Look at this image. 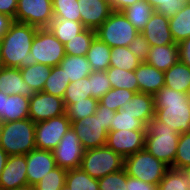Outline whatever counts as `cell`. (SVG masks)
<instances>
[{
  "label": "cell",
  "instance_id": "33",
  "mask_svg": "<svg viewBox=\"0 0 190 190\" xmlns=\"http://www.w3.org/2000/svg\"><path fill=\"white\" fill-rule=\"evenodd\" d=\"M65 185L71 190H99L98 179L89 176L80 167L67 170Z\"/></svg>",
  "mask_w": 190,
  "mask_h": 190
},
{
  "label": "cell",
  "instance_id": "7",
  "mask_svg": "<svg viewBox=\"0 0 190 190\" xmlns=\"http://www.w3.org/2000/svg\"><path fill=\"white\" fill-rule=\"evenodd\" d=\"M138 32L122 11L113 10L110 16L96 29V36L110 48L128 47Z\"/></svg>",
  "mask_w": 190,
  "mask_h": 190
},
{
  "label": "cell",
  "instance_id": "5",
  "mask_svg": "<svg viewBox=\"0 0 190 190\" xmlns=\"http://www.w3.org/2000/svg\"><path fill=\"white\" fill-rule=\"evenodd\" d=\"M80 168L89 176L99 179L124 168V158L107 145L87 149L81 159Z\"/></svg>",
  "mask_w": 190,
  "mask_h": 190
},
{
  "label": "cell",
  "instance_id": "9",
  "mask_svg": "<svg viewBox=\"0 0 190 190\" xmlns=\"http://www.w3.org/2000/svg\"><path fill=\"white\" fill-rule=\"evenodd\" d=\"M70 127L66 114L35 123L36 148L53 151Z\"/></svg>",
  "mask_w": 190,
  "mask_h": 190
},
{
  "label": "cell",
  "instance_id": "1",
  "mask_svg": "<svg viewBox=\"0 0 190 190\" xmlns=\"http://www.w3.org/2000/svg\"><path fill=\"white\" fill-rule=\"evenodd\" d=\"M38 27L14 21L1 37L0 53L4 67L25 68L37 63L30 54Z\"/></svg>",
  "mask_w": 190,
  "mask_h": 190
},
{
  "label": "cell",
  "instance_id": "48",
  "mask_svg": "<svg viewBox=\"0 0 190 190\" xmlns=\"http://www.w3.org/2000/svg\"><path fill=\"white\" fill-rule=\"evenodd\" d=\"M116 111L110 110L108 107L98 102L97 110L95 112L96 117L100 118L103 124V128L109 132L111 128V120H113Z\"/></svg>",
  "mask_w": 190,
  "mask_h": 190
},
{
  "label": "cell",
  "instance_id": "51",
  "mask_svg": "<svg viewBox=\"0 0 190 190\" xmlns=\"http://www.w3.org/2000/svg\"><path fill=\"white\" fill-rule=\"evenodd\" d=\"M18 0H0V13L15 18Z\"/></svg>",
  "mask_w": 190,
  "mask_h": 190
},
{
  "label": "cell",
  "instance_id": "44",
  "mask_svg": "<svg viewBox=\"0 0 190 190\" xmlns=\"http://www.w3.org/2000/svg\"><path fill=\"white\" fill-rule=\"evenodd\" d=\"M111 88L106 71H92L90 73V92L92 98L99 100Z\"/></svg>",
  "mask_w": 190,
  "mask_h": 190
},
{
  "label": "cell",
  "instance_id": "54",
  "mask_svg": "<svg viewBox=\"0 0 190 190\" xmlns=\"http://www.w3.org/2000/svg\"><path fill=\"white\" fill-rule=\"evenodd\" d=\"M8 157L9 155L5 152V150L2 147H0V176L6 165Z\"/></svg>",
  "mask_w": 190,
  "mask_h": 190
},
{
  "label": "cell",
  "instance_id": "52",
  "mask_svg": "<svg viewBox=\"0 0 190 190\" xmlns=\"http://www.w3.org/2000/svg\"><path fill=\"white\" fill-rule=\"evenodd\" d=\"M139 0H109L112 10L122 11Z\"/></svg>",
  "mask_w": 190,
  "mask_h": 190
},
{
  "label": "cell",
  "instance_id": "18",
  "mask_svg": "<svg viewBox=\"0 0 190 190\" xmlns=\"http://www.w3.org/2000/svg\"><path fill=\"white\" fill-rule=\"evenodd\" d=\"M141 33L150 47L175 43L170 31L169 18L155 11Z\"/></svg>",
  "mask_w": 190,
  "mask_h": 190
},
{
  "label": "cell",
  "instance_id": "6",
  "mask_svg": "<svg viewBox=\"0 0 190 190\" xmlns=\"http://www.w3.org/2000/svg\"><path fill=\"white\" fill-rule=\"evenodd\" d=\"M124 169L128 176L158 185L169 167L147 150L142 149L124 158Z\"/></svg>",
  "mask_w": 190,
  "mask_h": 190
},
{
  "label": "cell",
  "instance_id": "46",
  "mask_svg": "<svg viewBox=\"0 0 190 190\" xmlns=\"http://www.w3.org/2000/svg\"><path fill=\"white\" fill-rule=\"evenodd\" d=\"M99 190H127V173L125 169L107 174L98 179Z\"/></svg>",
  "mask_w": 190,
  "mask_h": 190
},
{
  "label": "cell",
  "instance_id": "11",
  "mask_svg": "<svg viewBox=\"0 0 190 190\" xmlns=\"http://www.w3.org/2000/svg\"><path fill=\"white\" fill-rule=\"evenodd\" d=\"M52 152L56 165L69 170L80 167L85 149L76 132L70 127Z\"/></svg>",
  "mask_w": 190,
  "mask_h": 190
},
{
  "label": "cell",
  "instance_id": "16",
  "mask_svg": "<svg viewBox=\"0 0 190 190\" xmlns=\"http://www.w3.org/2000/svg\"><path fill=\"white\" fill-rule=\"evenodd\" d=\"M28 185L25 155H11L0 176V190H9Z\"/></svg>",
  "mask_w": 190,
  "mask_h": 190
},
{
  "label": "cell",
  "instance_id": "22",
  "mask_svg": "<svg viewBox=\"0 0 190 190\" xmlns=\"http://www.w3.org/2000/svg\"><path fill=\"white\" fill-rule=\"evenodd\" d=\"M121 109L147 126L155 116L154 96L141 92L135 93L129 102L121 106Z\"/></svg>",
  "mask_w": 190,
  "mask_h": 190
},
{
  "label": "cell",
  "instance_id": "58",
  "mask_svg": "<svg viewBox=\"0 0 190 190\" xmlns=\"http://www.w3.org/2000/svg\"><path fill=\"white\" fill-rule=\"evenodd\" d=\"M61 190H71L67 185H64Z\"/></svg>",
  "mask_w": 190,
  "mask_h": 190
},
{
  "label": "cell",
  "instance_id": "30",
  "mask_svg": "<svg viewBox=\"0 0 190 190\" xmlns=\"http://www.w3.org/2000/svg\"><path fill=\"white\" fill-rule=\"evenodd\" d=\"M112 88L127 89L139 93L137 78L134 71H128L116 67L106 70Z\"/></svg>",
  "mask_w": 190,
  "mask_h": 190
},
{
  "label": "cell",
  "instance_id": "23",
  "mask_svg": "<svg viewBox=\"0 0 190 190\" xmlns=\"http://www.w3.org/2000/svg\"><path fill=\"white\" fill-rule=\"evenodd\" d=\"M179 61L178 43L152 46L147 54L145 63L161 71H167Z\"/></svg>",
  "mask_w": 190,
  "mask_h": 190
},
{
  "label": "cell",
  "instance_id": "37",
  "mask_svg": "<svg viewBox=\"0 0 190 190\" xmlns=\"http://www.w3.org/2000/svg\"><path fill=\"white\" fill-rule=\"evenodd\" d=\"M98 99L88 97L85 101H76L74 104H65L66 115L71 122L95 115Z\"/></svg>",
  "mask_w": 190,
  "mask_h": 190
},
{
  "label": "cell",
  "instance_id": "56",
  "mask_svg": "<svg viewBox=\"0 0 190 190\" xmlns=\"http://www.w3.org/2000/svg\"><path fill=\"white\" fill-rule=\"evenodd\" d=\"M183 171H184V173L186 174V178H187V180H188V183H189V190H190V167L185 168Z\"/></svg>",
  "mask_w": 190,
  "mask_h": 190
},
{
  "label": "cell",
  "instance_id": "26",
  "mask_svg": "<svg viewBox=\"0 0 190 190\" xmlns=\"http://www.w3.org/2000/svg\"><path fill=\"white\" fill-rule=\"evenodd\" d=\"M59 66L64 70L70 82L77 81L83 77H88L92 72L90 63L86 56L65 55Z\"/></svg>",
  "mask_w": 190,
  "mask_h": 190
},
{
  "label": "cell",
  "instance_id": "42",
  "mask_svg": "<svg viewBox=\"0 0 190 190\" xmlns=\"http://www.w3.org/2000/svg\"><path fill=\"white\" fill-rule=\"evenodd\" d=\"M110 131L116 130H146V125L134 116L120 109L116 111L113 120H111Z\"/></svg>",
  "mask_w": 190,
  "mask_h": 190
},
{
  "label": "cell",
  "instance_id": "59",
  "mask_svg": "<svg viewBox=\"0 0 190 190\" xmlns=\"http://www.w3.org/2000/svg\"><path fill=\"white\" fill-rule=\"evenodd\" d=\"M188 98H189V100H190V89H189V92H188Z\"/></svg>",
  "mask_w": 190,
  "mask_h": 190
},
{
  "label": "cell",
  "instance_id": "50",
  "mask_svg": "<svg viewBox=\"0 0 190 190\" xmlns=\"http://www.w3.org/2000/svg\"><path fill=\"white\" fill-rule=\"evenodd\" d=\"M179 61L190 67V37L178 43Z\"/></svg>",
  "mask_w": 190,
  "mask_h": 190
},
{
  "label": "cell",
  "instance_id": "45",
  "mask_svg": "<svg viewBox=\"0 0 190 190\" xmlns=\"http://www.w3.org/2000/svg\"><path fill=\"white\" fill-rule=\"evenodd\" d=\"M156 13L162 14L168 18L175 16L187 4L188 0H145Z\"/></svg>",
  "mask_w": 190,
  "mask_h": 190
},
{
  "label": "cell",
  "instance_id": "43",
  "mask_svg": "<svg viewBox=\"0 0 190 190\" xmlns=\"http://www.w3.org/2000/svg\"><path fill=\"white\" fill-rule=\"evenodd\" d=\"M188 167H190V132L180 134L174 159V169L184 170Z\"/></svg>",
  "mask_w": 190,
  "mask_h": 190
},
{
  "label": "cell",
  "instance_id": "35",
  "mask_svg": "<svg viewBox=\"0 0 190 190\" xmlns=\"http://www.w3.org/2000/svg\"><path fill=\"white\" fill-rule=\"evenodd\" d=\"M141 63L128 47L111 48L110 67L134 71Z\"/></svg>",
  "mask_w": 190,
  "mask_h": 190
},
{
  "label": "cell",
  "instance_id": "20",
  "mask_svg": "<svg viewBox=\"0 0 190 190\" xmlns=\"http://www.w3.org/2000/svg\"><path fill=\"white\" fill-rule=\"evenodd\" d=\"M0 92L8 95H22L30 98L35 92L23 80L19 68L4 67L0 71Z\"/></svg>",
  "mask_w": 190,
  "mask_h": 190
},
{
  "label": "cell",
  "instance_id": "14",
  "mask_svg": "<svg viewBox=\"0 0 190 190\" xmlns=\"http://www.w3.org/2000/svg\"><path fill=\"white\" fill-rule=\"evenodd\" d=\"M146 130L109 131L106 145L126 158L144 149Z\"/></svg>",
  "mask_w": 190,
  "mask_h": 190
},
{
  "label": "cell",
  "instance_id": "27",
  "mask_svg": "<svg viewBox=\"0 0 190 190\" xmlns=\"http://www.w3.org/2000/svg\"><path fill=\"white\" fill-rule=\"evenodd\" d=\"M47 28L63 45L85 29L82 22L56 18L51 20Z\"/></svg>",
  "mask_w": 190,
  "mask_h": 190
},
{
  "label": "cell",
  "instance_id": "36",
  "mask_svg": "<svg viewBox=\"0 0 190 190\" xmlns=\"http://www.w3.org/2000/svg\"><path fill=\"white\" fill-rule=\"evenodd\" d=\"M88 97H91L90 75L70 82L66 88L63 100L64 104H74L76 101H85Z\"/></svg>",
  "mask_w": 190,
  "mask_h": 190
},
{
  "label": "cell",
  "instance_id": "15",
  "mask_svg": "<svg viewBox=\"0 0 190 190\" xmlns=\"http://www.w3.org/2000/svg\"><path fill=\"white\" fill-rule=\"evenodd\" d=\"M25 156L29 185H36L48 172L57 167L52 151L35 148Z\"/></svg>",
  "mask_w": 190,
  "mask_h": 190
},
{
  "label": "cell",
  "instance_id": "25",
  "mask_svg": "<svg viewBox=\"0 0 190 190\" xmlns=\"http://www.w3.org/2000/svg\"><path fill=\"white\" fill-rule=\"evenodd\" d=\"M86 57L92 71H106L110 67L111 48L96 36Z\"/></svg>",
  "mask_w": 190,
  "mask_h": 190
},
{
  "label": "cell",
  "instance_id": "55",
  "mask_svg": "<svg viewBox=\"0 0 190 190\" xmlns=\"http://www.w3.org/2000/svg\"><path fill=\"white\" fill-rule=\"evenodd\" d=\"M9 190H35L34 186L32 185H25V186H21V187H17L14 189H9Z\"/></svg>",
  "mask_w": 190,
  "mask_h": 190
},
{
  "label": "cell",
  "instance_id": "21",
  "mask_svg": "<svg viewBox=\"0 0 190 190\" xmlns=\"http://www.w3.org/2000/svg\"><path fill=\"white\" fill-rule=\"evenodd\" d=\"M139 92L155 95L165 86L164 71L156 69L148 63L142 62L135 69Z\"/></svg>",
  "mask_w": 190,
  "mask_h": 190
},
{
  "label": "cell",
  "instance_id": "31",
  "mask_svg": "<svg viewBox=\"0 0 190 190\" xmlns=\"http://www.w3.org/2000/svg\"><path fill=\"white\" fill-rule=\"evenodd\" d=\"M169 26L175 43L190 37V5L187 4L175 16L169 18Z\"/></svg>",
  "mask_w": 190,
  "mask_h": 190
},
{
  "label": "cell",
  "instance_id": "19",
  "mask_svg": "<svg viewBox=\"0 0 190 190\" xmlns=\"http://www.w3.org/2000/svg\"><path fill=\"white\" fill-rule=\"evenodd\" d=\"M29 118V98L0 92V122Z\"/></svg>",
  "mask_w": 190,
  "mask_h": 190
},
{
  "label": "cell",
  "instance_id": "4",
  "mask_svg": "<svg viewBox=\"0 0 190 190\" xmlns=\"http://www.w3.org/2000/svg\"><path fill=\"white\" fill-rule=\"evenodd\" d=\"M0 147L9 156L26 155L35 149V123L29 118L1 123Z\"/></svg>",
  "mask_w": 190,
  "mask_h": 190
},
{
  "label": "cell",
  "instance_id": "2",
  "mask_svg": "<svg viewBox=\"0 0 190 190\" xmlns=\"http://www.w3.org/2000/svg\"><path fill=\"white\" fill-rule=\"evenodd\" d=\"M155 117L179 134L190 132L188 94L162 87L154 95Z\"/></svg>",
  "mask_w": 190,
  "mask_h": 190
},
{
  "label": "cell",
  "instance_id": "3",
  "mask_svg": "<svg viewBox=\"0 0 190 190\" xmlns=\"http://www.w3.org/2000/svg\"><path fill=\"white\" fill-rule=\"evenodd\" d=\"M180 134L155 116L147 124L144 149L169 168L174 169Z\"/></svg>",
  "mask_w": 190,
  "mask_h": 190
},
{
  "label": "cell",
  "instance_id": "39",
  "mask_svg": "<svg viewBox=\"0 0 190 190\" xmlns=\"http://www.w3.org/2000/svg\"><path fill=\"white\" fill-rule=\"evenodd\" d=\"M158 190H189V183L183 170L169 168L158 184Z\"/></svg>",
  "mask_w": 190,
  "mask_h": 190
},
{
  "label": "cell",
  "instance_id": "32",
  "mask_svg": "<svg viewBox=\"0 0 190 190\" xmlns=\"http://www.w3.org/2000/svg\"><path fill=\"white\" fill-rule=\"evenodd\" d=\"M95 37L96 30L85 28L75 38L64 44L65 53L73 56H86Z\"/></svg>",
  "mask_w": 190,
  "mask_h": 190
},
{
  "label": "cell",
  "instance_id": "12",
  "mask_svg": "<svg viewBox=\"0 0 190 190\" xmlns=\"http://www.w3.org/2000/svg\"><path fill=\"white\" fill-rule=\"evenodd\" d=\"M66 114L64 100L43 91L35 92L29 98V119L34 123Z\"/></svg>",
  "mask_w": 190,
  "mask_h": 190
},
{
  "label": "cell",
  "instance_id": "40",
  "mask_svg": "<svg viewBox=\"0 0 190 190\" xmlns=\"http://www.w3.org/2000/svg\"><path fill=\"white\" fill-rule=\"evenodd\" d=\"M134 94L135 92L127 89L111 88L99 99V102L110 110L119 111L121 106L132 99Z\"/></svg>",
  "mask_w": 190,
  "mask_h": 190
},
{
  "label": "cell",
  "instance_id": "49",
  "mask_svg": "<svg viewBox=\"0 0 190 190\" xmlns=\"http://www.w3.org/2000/svg\"><path fill=\"white\" fill-rule=\"evenodd\" d=\"M127 190H158V185L145 183L140 179L127 175Z\"/></svg>",
  "mask_w": 190,
  "mask_h": 190
},
{
  "label": "cell",
  "instance_id": "34",
  "mask_svg": "<svg viewBox=\"0 0 190 190\" xmlns=\"http://www.w3.org/2000/svg\"><path fill=\"white\" fill-rule=\"evenodd\" d=\"M69 83L70 79H67L64 70L59 65L51 67L43 92L63 98Z\"/></svg>",
  "mask_w": 190,
  "mask_h": 190
},
{
  "label": "cell",
  "instance_id": "38",
  "mask_svg": "<svg viewBox=\"0 0 190 190\" xmlns=\"http://www.w3.org/2000/svg\"><path fill=\"white\" fill-rule=\"evenodd\" d=\"M52 5L54 18L81 22L77 0H52Z\"/></svg>",
  "mask_w": 190,
  "mask_h": 190
},
{
  "label": "cell",
  "instance_id": "47",
  "mask_svg": "<svg viewBox=\"0 0 190 190\" xmlns=\"http://www.w3.org/2000/svg\"><path fill=\"white\" fill-rule=\"evenodd\" d=\"M128 48L141 62H145L150 45L143 34L138 32L134 40L128 45Z\"/></svg>",
  "mask_w": 190,
  "mask_h": 190
},
{
  "label": "cell",
  "instance_id": "29",
  "mask_svg": "<svg viewBox=\"0 0 190 190\" xmlns=\"http://www.w3.org/2000/svg\"><path fill=\"white\" fill-rule=\"evenodd\" d=\"M23 80L33 89L34 92L43 91L47 78L51 73V67L48 65L36 63L32 66L21 68Z\"/></svg>",
  "mask_w": 190,
  "mask_h": 190
},
{
  "label": "cell",
  "instance_id": "41",
  "mask_svg": "<svg viewBox=\"0 0 190 190\" xmlns=\"http://www.w3.org/2000/svg\"><path fill=\"white\" fill-rule=\"evenodd\" d=\"M66 174V169L57 166L34 185V188L35 190H61L66 182Z\"/></svg>",
  "mask_w": 190,
  "mask_h": 190
},
{
  "label": "cell",
  "instance_id": "53",
  "mask_svg": "<svg viewBox=\"0 0 190 190\" xmlns=\"http://www.w3.org/2000/svg\"><path fill=\"white\" fill-rule=\"evenodd\" d=\"M14 18L0 13V40L1 37L10 29Z\"/></svg>",
  "mask_w": 190,
  "mask_h": 190
},
{
  "label": "cell",
  "instance_id": "10",
  "mask_svg": "<svg viewBox=\"0 0 190 190\" xmlns=\"http://www.w3.org/2000/svg\"><path fill=\"white\" fill-rule=\"evenodd\" d=\"M54 18L52 0H18L14 21L47 28Z\"/></svg>",
  "mask_w": 190,
  "mask_h": 190
},
{
  "label": "cell",
  "instance_id": "57",
  "mask_svg": "<svg viewBox=\"0 0 190 190\" xmlns=\"http://www.w3.org/2000/svg\"><path fill=\"white\" fill-rule=\"evenodd\" d=\"M4 68L2 58H1V53H0V71Z\"/></svg>",
  "mask_w": 190,
  "mask_h": 190
},
{
  "label": "cell",
  "instance_id": "13",
  "mask_svg": "<svg viewBox=\"0 0 190 190\" xmlns=\"http://www.w3.org/2000/svg\"><path fill=\"white\" fill-rule=\"evenodd\" d=\"M71 127L78 135L85 150L106 145L108 132L96 115L73 121Z\"/></svg>",
  "mask_w": 190,
  "mask_h": 190
},
{
  "label": "cell",
  "instance_id": "28",
  "mask_svg": "<svg viewBox=\"0 0 190 190\" xmlns=\"http://www.w3.org/2000/svg\"><path fill=\"white\" fill-rule=\"evenodd\" d=\"M152 6L145 0H139L133 5L122 10L130 23L141 32L154 13Z\"/></svg>",
  "mask_w": 190,
  "mask_h": 190
},
{
  "label": "cell",
  "instance_id": "24",
  "mask_svg": "<svg viewBox=\"0 0 190 190\" xmlns=\"http://www.w3.org/2000/svg\"><path fill=\"white\" fill-rule=\"evenodd\" d=\"M165 87L188 94L190 89V67L178 61L164 72Z\"/></svg>",
  "mask_w": 190,
  "mask_h": 190
},
{
  "label": "cell",
  "instance_id": "17",
  "mask_svg": "<svg viewBox=\"0 0 190 190\" xmlns=\"http://www.w3.org/2000/svg\"><path fill=\"white\" fill-rule=\"evenodd\" d=\"M81 22L85 28L96 30L112 13L109 0H77Z\"/></svg>",
  "mask_w": 190,
  "mask_h": 190
},
{
  "label": "cell",
  "instance_id": "8",
  "mask_svg": "<svg viewBox=\"0 0 190 190\" xmlns=\"http://www.w3.org/2000/svg\"><path fill=\"white\" fill-rule=\"evenodd\" d=\"M30 54L33 55L37 63L50 67L59 65L66 55L64 45L48 28H38Z\"/></svg>",
  "mask_w": 190,
  "mask_h": 190
}]
</instances>
